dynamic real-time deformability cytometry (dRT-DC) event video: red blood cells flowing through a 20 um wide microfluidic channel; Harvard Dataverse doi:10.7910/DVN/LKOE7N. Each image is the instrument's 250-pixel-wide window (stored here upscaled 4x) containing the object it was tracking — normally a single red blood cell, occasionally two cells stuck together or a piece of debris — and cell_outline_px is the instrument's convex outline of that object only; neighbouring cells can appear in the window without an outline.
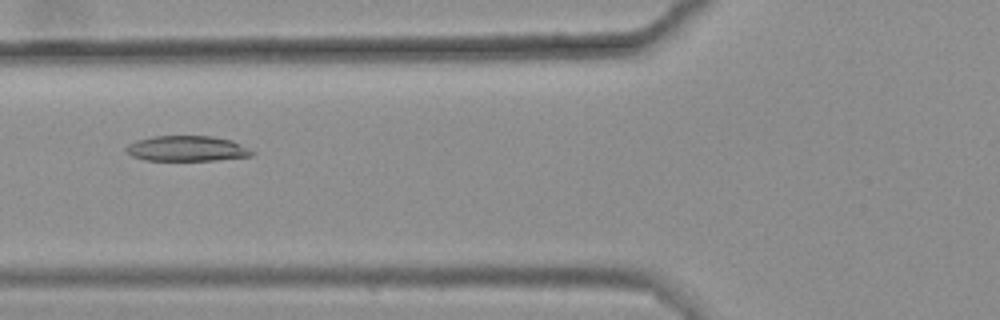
{"species": "common noctule bat (a hibernating species)", "species_latin": "Nyctalus noctula", "temperature_condition": "warm", "stored_images_in_passage": 7, "camera_frame_rate_fps": 3000, "um_per_image_px": 0.085, "animal": {"sex": "female", "body_mass_g": 25.1}, "frame": {"image": 1, "passage_image": 6, "time_ms": 1.667, "image_size_px": [1000, 320], "cell_outline_px": [[256, 152], [252, 156], [216, 160], [144, 160], [132, 156], [124, 148], [128, 144], [136, 140], [152, 136], [212, 136], [232, 140]], "centroid_in_image_um": [15.89, 12.62], "position_along_channel_um": 109.9, "area_um2": 18.67}}
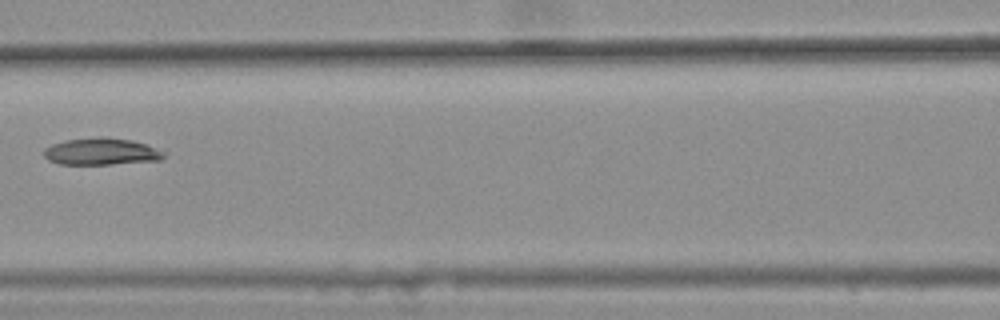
{"frame": {"image": 2, "passage_image": 7, "time_ms": 2.0, "image_size_px": [1000, 320], "cell_outline_px": [[168, 152], [160, 160], [112, 164], [60, 164], [48, 160], [44, 156], [44, 148], [52, 144], [64, 140], [100, 136], [104, 136], [132, 140]], "centroid_in_image_um": [8.61, 12.87], "position_along_channel_um": 158.0, "area_um2": 18.96}}